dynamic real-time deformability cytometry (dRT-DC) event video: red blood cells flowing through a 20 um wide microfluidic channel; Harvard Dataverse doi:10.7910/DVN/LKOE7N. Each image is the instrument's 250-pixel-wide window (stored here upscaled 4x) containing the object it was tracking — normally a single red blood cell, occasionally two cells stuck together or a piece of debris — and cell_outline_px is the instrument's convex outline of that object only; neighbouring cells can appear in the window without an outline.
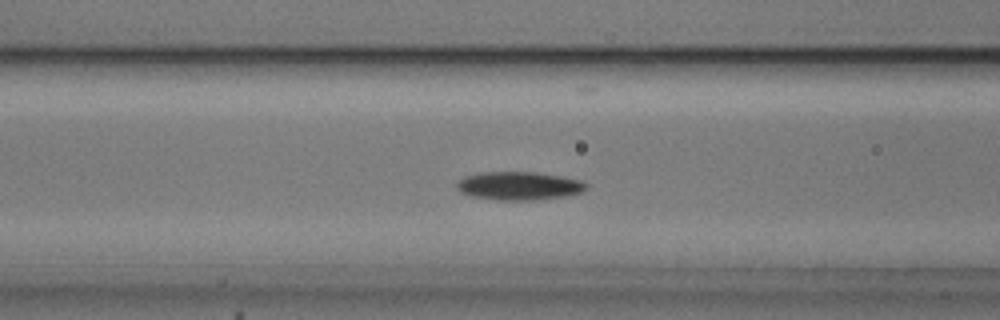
{"species": "common noctule bat (a hibernating species)", "species_latin": "Nyctalus noctula", "temperature_condition": "cold", "stored_images_in_passage": 40, "camera_frame_rate_fps": 3000, "um_per_image_px": 0.085, "animal": {"sex": "male", "body_mass_g": 20.5, "forearm_length_mm": 52.5}, "frame": {"image": 1, "passage_image": 16, "time_ms": 5.0, "image_size_px": [1000, 320], "cell_outline_px": [[588, 188], [580, 192], [564, 196], [536, 200], [496, 200], [468, 196], [460, 192], [456, 188], [456, 184], [464, 176], [480, 172], [536, 172], [560, 176], [580, 180], [588, 184]], "centroid_in_image_um": [44.07, 15.8], "position_along_channel_um": 122.5, "area_um2": 21.5}}
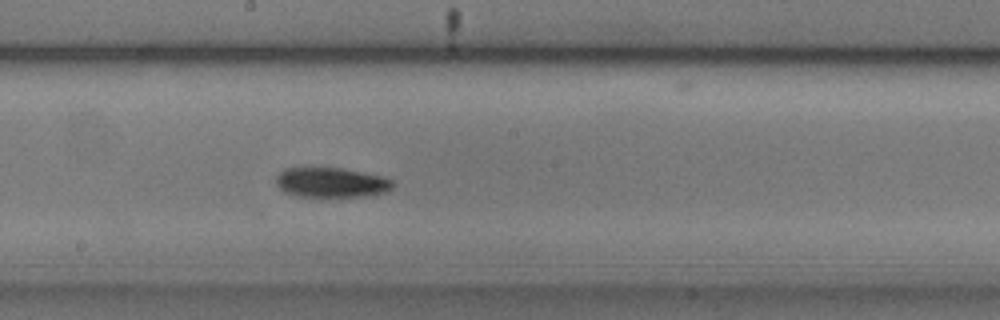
{"frame": {"image": 2, "passage_image": 24, "time_ms": 7.667, "image_size_px": [1000, 320], "cell_outline_px": [[396, 184], [388, 192], [372, 196], [296, 196], [284, 192], [276, 184], [276, 176], [284, 168], [340, 168], [380, 176], [392, 180]], "centroid_in_image_um": [28.18, 15.52], "position_along_channel_um": 220.0, "area_um2": 20.29}}
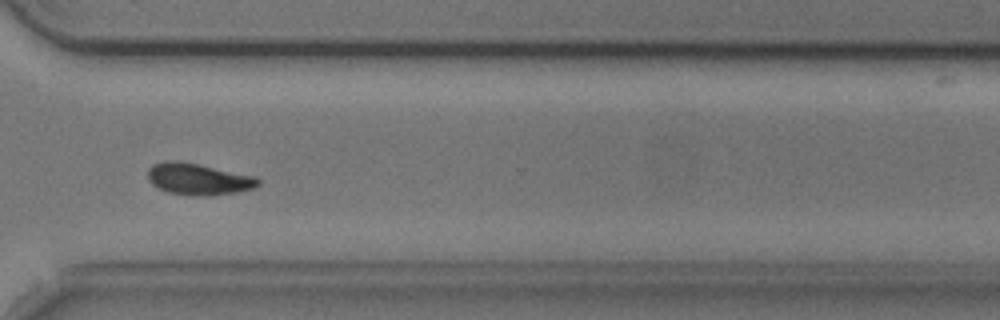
{"frame": {"image": 3, "passage_image": 35, "time_ms": 11.333, "image_size_px": [1000, 320], "cell_outline_px": [[260, 184], [256, 188], [236, 192], [208, 196], [200, 196], [168, 192], [152, 184], [148, 180], [148, 168], [152, 164], [164, 160], [176, 160], [256, 176], [260, 180]], "centroid_in_image_um": [16.86, 15.22], "position_along_channel_um": 353.7, "area_um2": 20.29}, "authors_computed_cell_mechanics": {"area_um2": 20.3167, "velocity_mm_per_s": 3.655, "shape_relaxation_time_tau1_ms": 2.3027, "shape_relaxation_time_tau2_ms": null, "deformation_change_tau1": 0.117, "deformation_change_tau2": null}}